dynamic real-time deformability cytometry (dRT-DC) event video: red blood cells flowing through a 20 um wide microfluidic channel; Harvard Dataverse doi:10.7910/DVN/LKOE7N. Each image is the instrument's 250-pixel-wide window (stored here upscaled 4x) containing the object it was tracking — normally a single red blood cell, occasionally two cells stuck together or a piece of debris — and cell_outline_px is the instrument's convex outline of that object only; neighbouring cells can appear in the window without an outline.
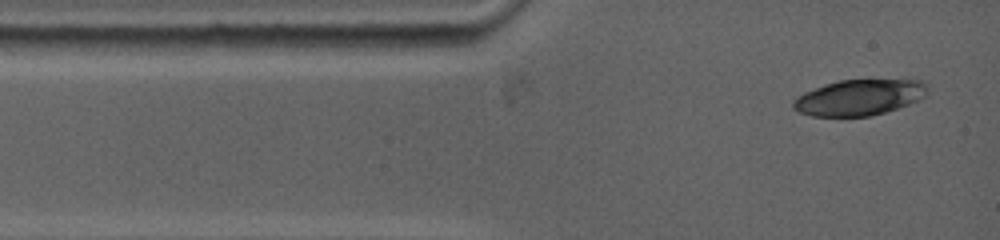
{"species": "common noctule bat (a hibernating species)", "species_latin": "Nyctalus noctula", "temperature_condition": "warm", "stored_images_in_passage": 2, "camera_frame_rate_fps": 5000, "um_per_image_px": 0.085, "animal": {"sex": "female", "body_mass_g": 19.0, "forearm_length_mm": 53.3}, "frame": {"image": 1, "passage_image": 1, "time_ms": 0.0, "image_size_px": [1000, 240], "cell_outline_px": [[928, 92], [924, 96], [908, 104], [884, 112], [868, 116], [812, 116], [800, 112], [792, 108], [792, 100], [796, 96], [804, 92], [840, 80], [920, 80], [928, 84]], "centroid_in_image_um": [73.02, 8.28], "position_along_channel_um": 12.0, "area_um2": 27.74}}